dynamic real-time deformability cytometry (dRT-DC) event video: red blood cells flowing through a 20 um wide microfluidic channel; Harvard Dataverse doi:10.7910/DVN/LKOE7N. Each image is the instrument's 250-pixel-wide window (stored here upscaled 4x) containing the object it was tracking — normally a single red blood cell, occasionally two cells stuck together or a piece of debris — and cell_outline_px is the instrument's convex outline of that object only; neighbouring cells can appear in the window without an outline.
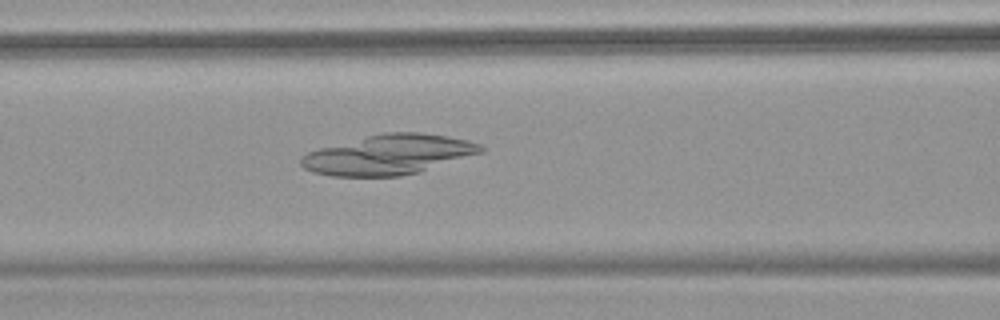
{"species": "common noctule bat (a hibernating species)", "species_latin": "Nyctalus noctula", "temperature_condition": "warm", "stored_images_in_passage": 54, "camera_frame_rate_fps": 3000, "um_per_image_px": 0.085, "animal": {"sex": "female", "body_mass_g": 18.4}, "frame": {"image": 1, "passage_image": 24, "time_ms": 7.667, "image_size_px": [1000, 320], "cell_outline_px": [[484, 152], [420, 172], [400, 176], [332, 176], [312, 172], [304, 168], [300, 164], [300, 156], [308, 152], [320, 148], [384, 132], [420, 132], [468, 140], [480, 144], [484, 148]], "centroid_in_image_um": [33.04, 13.15], "position_along_channel_um": 133.6, "area_um2": 41.62}}